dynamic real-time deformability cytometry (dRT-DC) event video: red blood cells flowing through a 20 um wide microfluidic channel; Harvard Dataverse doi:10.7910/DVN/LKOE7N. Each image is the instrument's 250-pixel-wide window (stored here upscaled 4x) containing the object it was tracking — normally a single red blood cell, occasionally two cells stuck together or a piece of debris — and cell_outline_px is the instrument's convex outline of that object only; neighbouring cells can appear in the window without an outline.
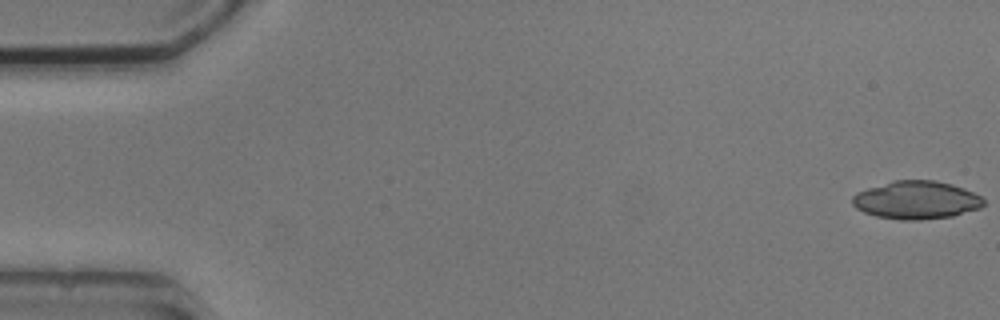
{"species": "common noctule bat (a hibernating species)", "species_latin": "Nyctalus noctula", "temperature_condition": "cold", "stored_images_in_passage": 7, "camera_frame_rate_fps": 3000, "um_per_image_px": 0.085, "animal": {"sex": "male", "body_mass_g": 20.5, "forearm_length_mm": 52.5}, "frame": {"image": 1, "passage_image": 1, "time_ms": 0.0, "image_size_px": [1000, 320], "cell_outline_px": [[984, 204], [980, 208], [952, 216], [920, 220], [900, 220], [876, 216], [864, 212], [856, 208], [852, 204], [852, 196], [856, 192], [868, 188], [896, 180], [936, 180], [952, 184], [964, 188], [980, 196], [984, 200]], "centroid_in_image_um": [77.88, 17.01], "position_along_channel_um": 7.1, "area_um2": 29.07}}